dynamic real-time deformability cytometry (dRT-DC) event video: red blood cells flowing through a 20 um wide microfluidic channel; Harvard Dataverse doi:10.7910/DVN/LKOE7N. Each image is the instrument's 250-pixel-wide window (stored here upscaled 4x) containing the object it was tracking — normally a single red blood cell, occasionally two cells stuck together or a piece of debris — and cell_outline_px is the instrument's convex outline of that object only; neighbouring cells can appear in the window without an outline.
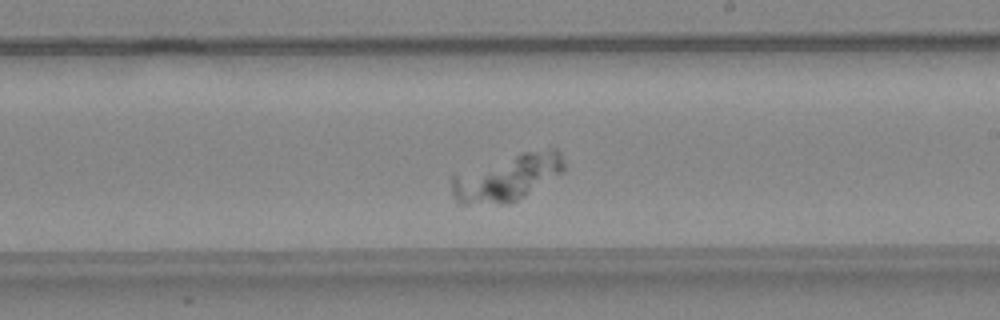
{"species": "common noctule bat (a hibernating species)", "species_latin": "Nyctalus noctula", "temperature_condition": "warm", "stored_images_in_passage": 34, "camera_frame_rate_fps": 3000, "um_per_image_px": 0.085, "animal": {"sex": "female", "body_mass_g": 24.6, "forearm_length_mm": 56.2}, "frame": {"image": 1, "passage_image": 15, "time_ms": 4.667, "image_size_px": [1000, 320], "cell_outline_px": [[564, 172], [524, 196], [508, 204], [456, 204], [452, 196], [452, 176], [524, 152], [548, 148], [556, 148], [560, 152], [564, 164]], "centroid_in_image_um": [43.14, 15.13], "position_along_channel_um": 245.9, "area_um2": 29.94}}
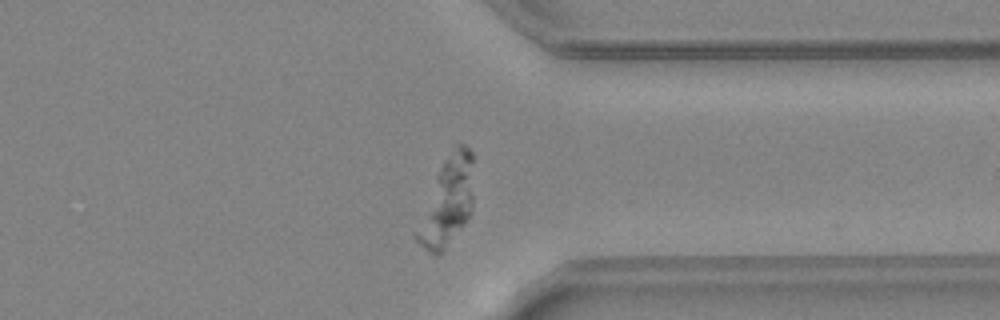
{"frame": {"image": 2, "passage_image": 24, "time_ms": 7.667, "image_size_px": [1000, 320], "cell_outline_px": [[472, 212], [464, 224], [444, 248], [436, 256], [424, 248], [412, 236], [436, 176], [452, 144], [464, 144], [472, 152]], "centroid_in_image_um": [38.0, 17.11], "position_along_channel_um": 373.4, "area_um2": 28.84}}
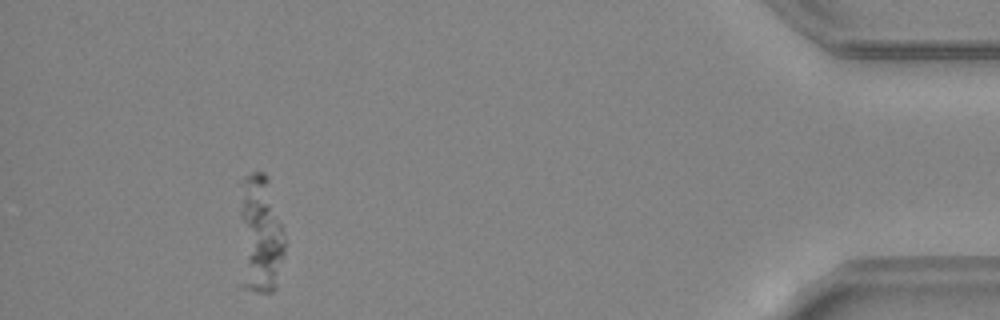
{"frame": {"image": 3, "passage_image": 31, "time_ms": 10.0, "image_size_px": [1000, 320], "cell_outline_px": [[284, 256], [276, 288], [272, 292], [256, 292], [244, 288], [240, 284], [240, 212], [244, 176], [252, 172], [264, 172], [268, 176], [284, 228]], "centroid_in_image_um": [22.12, 19.99], "position_along_channel_um": 413.1, "area_um2": 32.31}}